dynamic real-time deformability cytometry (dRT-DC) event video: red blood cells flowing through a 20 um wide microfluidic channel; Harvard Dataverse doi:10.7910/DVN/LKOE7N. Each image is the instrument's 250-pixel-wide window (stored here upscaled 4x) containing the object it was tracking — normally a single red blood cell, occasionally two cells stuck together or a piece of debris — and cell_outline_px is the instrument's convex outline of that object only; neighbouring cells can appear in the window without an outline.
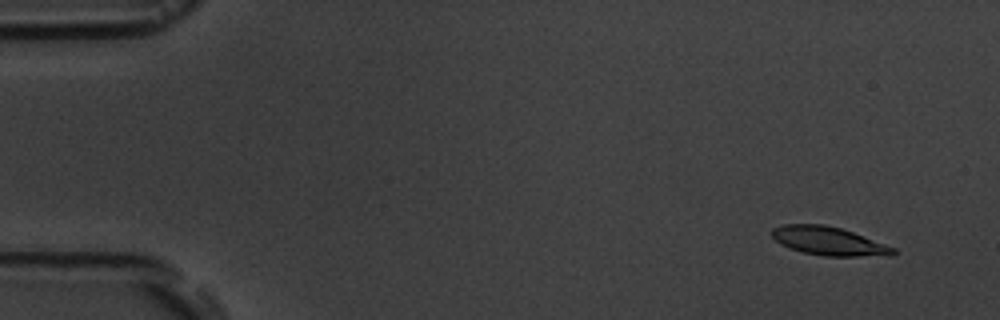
{"species": "common noctule bat (a hibernating species)", "species_latin": "Nyctalus noctula", "temperature_condition": "room temperature", "stored_images_in_passage": 5, "camera_frame_rate_fps": 3000, "um_per_image_px": 0.085, "animal": {"sex": "male", "body_mass_g": 19.5, "forearm_length_mm": 54.6}, "frame": {"image": 1, "passage_image": 1, "time_ms": 0.0, "image_size_px": [1000, 320], "cell_outline_px": [[900, 252], [892, 256], [824, 256], [804, 252], [788, 248], [780, 244], [772, 236], [772, 228], [784, 224], [824, 224], [840, 228], [852, 232], [896, 248]], "centroid_in_image_um": [70.48, 20.5], "position_along_channel_um": 14.5, "area_um2": 20.23}}
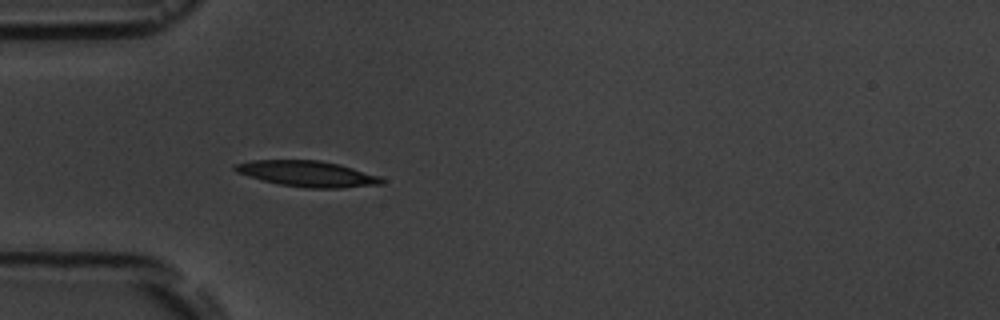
{"frame": {"image": 2, "passage_image": 5, "time_ms": 4.333, "image_size_px": [1000, 320], "cell_outline_px": [[384, 184], [340, 188], [304, 188], [280, 184], [248, 176], [236, 172], [232, 168], [232, 164], [252, 160], [320, 160], [340, 164], [380, 176], [384, 180]], "centroid_in_image_um": [26.12, 14.76], "position_along_channel_um": 58.9, "area_um2": 22.2}}